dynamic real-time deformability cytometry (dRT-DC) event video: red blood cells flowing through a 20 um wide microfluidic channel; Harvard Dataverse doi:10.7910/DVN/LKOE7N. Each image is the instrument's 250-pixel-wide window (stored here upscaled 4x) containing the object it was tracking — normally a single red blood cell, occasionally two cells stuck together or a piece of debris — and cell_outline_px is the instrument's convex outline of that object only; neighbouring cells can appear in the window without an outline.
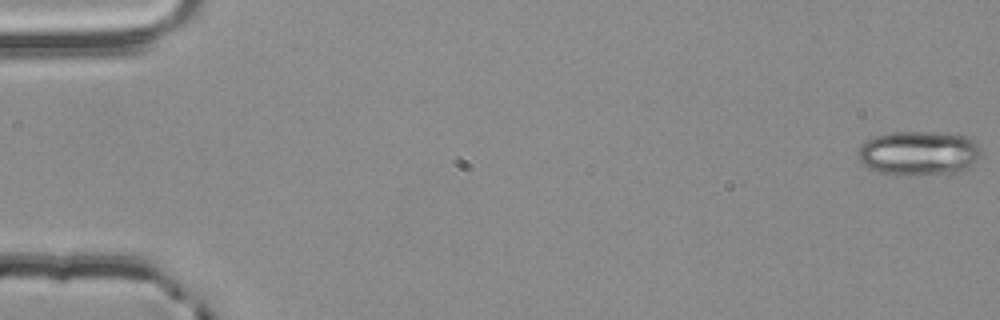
{"species": "common noctule bat (a hibernating species)", "species_latin": "Nyctalus noctula", "temperature_condition": "room temperature", "stored_images_in_passage": 5, "camera_frame_rate_fps": 3000, "um_per_image_px": 0.085, "animal": {"sex": "male", "body_mass_g": 20.4}, "frame": {"image": 1, "passage_image": 1, "time_ms": 0.0, "image_size_px": [1000, 320], "cell_outline_px": [[980, 152], [976, 160], [968, 168], [956, 172], [908, 176], [892, 176], [876, 172], [868, 168], [860, 160], [856, 152], [868, 140], [876, 136], [892, 132], [936, 132], [964, 136], [972, 140], [980, 148]], "centroid_in_image_um": [78.05, 13.05], "position_along_channel_um": 7.0, "area_um2": 31.85}}